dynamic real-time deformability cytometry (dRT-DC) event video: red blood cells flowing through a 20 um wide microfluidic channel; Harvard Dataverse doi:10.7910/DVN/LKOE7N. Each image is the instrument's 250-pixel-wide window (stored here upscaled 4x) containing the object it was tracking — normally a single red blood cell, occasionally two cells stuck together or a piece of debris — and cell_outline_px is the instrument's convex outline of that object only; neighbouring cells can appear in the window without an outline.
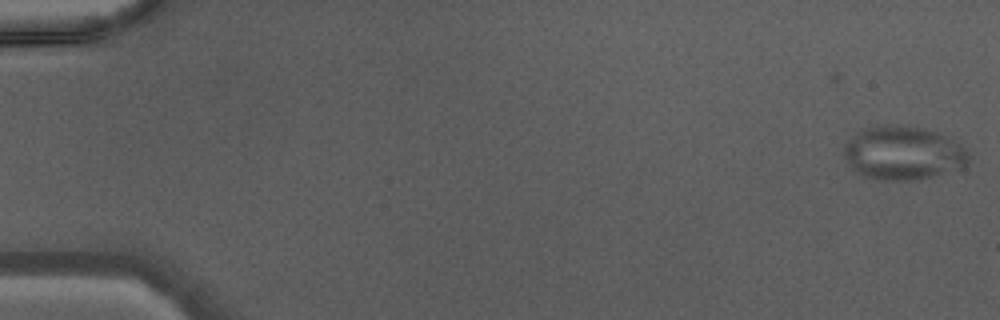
{"species": "Egyptian fruit bat (a non-hibernating species)", "species_latin": "Rousettus aegyptiacus", "temperature_condition": "warm", "stored_images_in_passage": 46, "camera_frame_rate_fps": 3000, "um_per_image_px": 0.085, "animal": {"sex": "male"}, "frame": {"image": 1, "passage_image": 1, "time_ms": 0.0, "image_size_px": [1000, 320], "cell_outline_px": [[972, 156], [968, 164], [960, 168], [932, 176], [916, 180], [880, 180], [864, 176], [844, 156], [844, 144], [856, 132], [864, 128], [884, 124], [900, 124], [924, 128], [936, 132], [960, 144]], "centroid_in_image_um": [76.79, 12.98], "position_along_channel_um": 8.2, "area_um2": 38.9}}
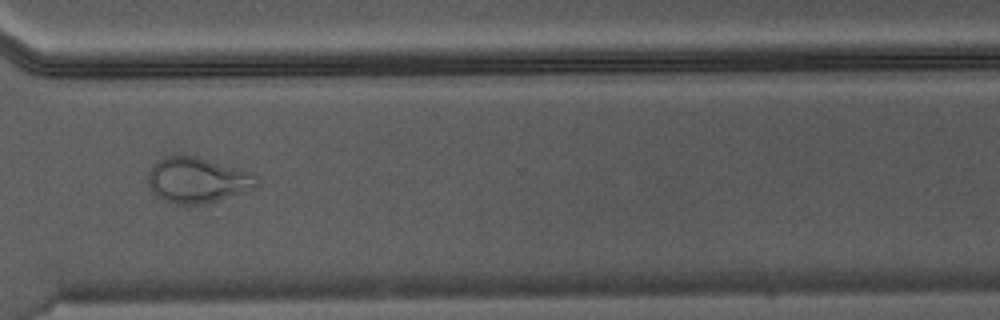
{"frame": {"image": 2, "passage_image": 35, "time_ms": 11.333, "image_size_px": [1000, 320], "cell_outline_px": [[260, 184], [256, 188], [244, 192], [204, 204], [176, 204], [164, 200], [156, 196], [152, 192], [148, 184], [148, 172], [152, 164], [160, 156], [172, 152], [176, 152], [200, 156], [240, 168], [252, 172], [260, 176]], "centroid_in_image_um": [16.77, 15.24], "position_along_channel_um": 353.8, "area_um2": 30.17}}
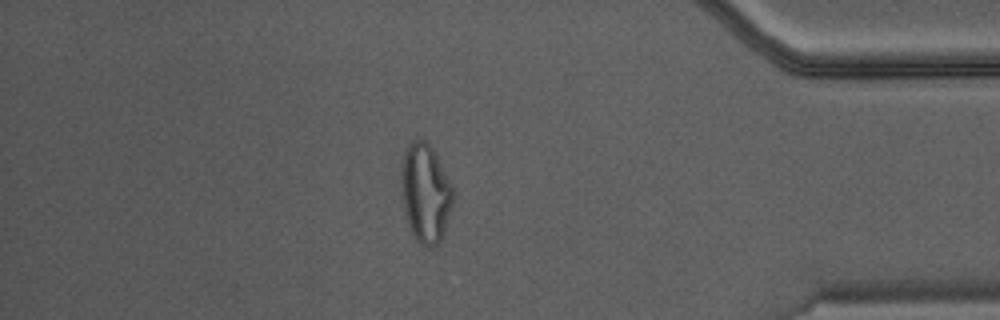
{"frame": {"image": 3, "passage_image": 40, "time_ms": 13.0, "image_size_px": [1000, 320], "cell_outline_px": [[456, 192], [444, 236], [440, 244], [432, 248], [428, 248], [420, 244], [416, 240], [408, 224], [404, 208], [400, 180], [400, 172], [404, 152], [408, 144], [416, 136], [420, 136], [428, 140], [452, 184]], "centroid_in_image_um": [36.19, 16.39], "position_along_channel_um": 399.0, "area_um2": 30.87}}